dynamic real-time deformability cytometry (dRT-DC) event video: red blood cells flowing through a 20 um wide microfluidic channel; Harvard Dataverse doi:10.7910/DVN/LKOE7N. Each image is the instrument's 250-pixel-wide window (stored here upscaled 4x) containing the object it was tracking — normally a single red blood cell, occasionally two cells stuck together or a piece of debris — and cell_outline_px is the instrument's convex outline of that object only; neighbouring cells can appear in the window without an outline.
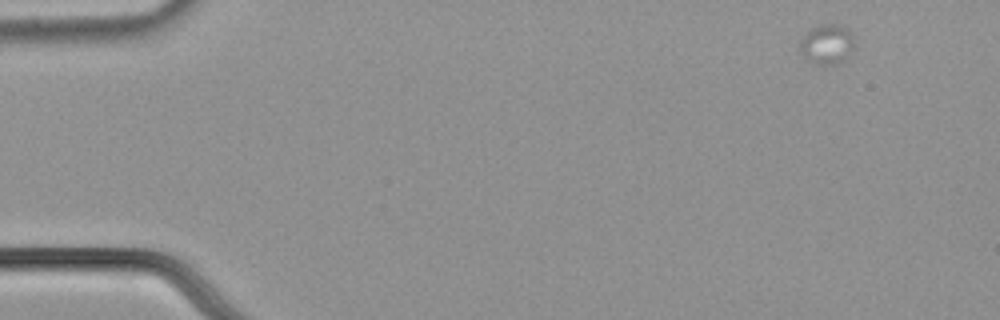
{"species": "common noctule bat (a hibernating species)", "species_latin": "Nyctalus noctula", "temperature_condition": "cold", "stored_images_in_passage": 18, "camera_frame_rate_fps": 3000, "um_per_image_px": 0.085, "animal": {"sex": "male", "body_mass_g": 21.5, "forearm_length_mm": 52.0}, "frame": {"image": 1, "passage_image": 1, "time_ms": 0.0, "image_size_px": [1000, 320], "cell_outline_px": [[856, 44], [848, 56], [840, 64], [824, 68], [812, 64], [800, 52], [800, 40], [812, 28], [824, 24], [832, 24], [844, 28], [852, 32], [856, 36]], "centroid_in_image_um": [70.33, 3.84], "position_along_channel_um": 14.7, "area_um2": 13.18}}